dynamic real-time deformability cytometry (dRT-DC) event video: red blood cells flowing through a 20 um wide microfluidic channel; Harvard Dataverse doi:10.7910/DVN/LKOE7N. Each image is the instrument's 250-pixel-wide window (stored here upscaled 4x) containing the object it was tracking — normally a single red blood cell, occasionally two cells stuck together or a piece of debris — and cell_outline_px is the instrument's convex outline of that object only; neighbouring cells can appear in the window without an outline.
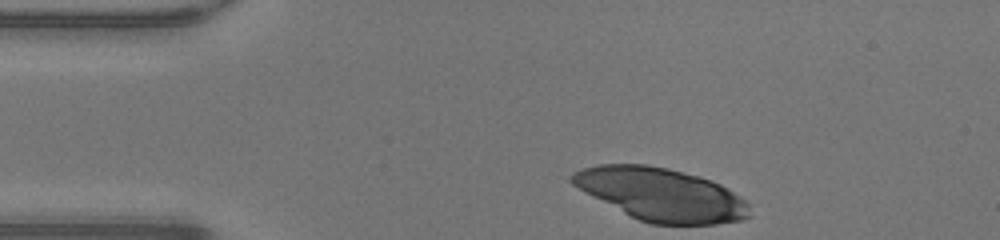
{"species": "human", "species_latin": "Homo sapiens", "temperature_condition": "warm", "stored_images_in_passage": 10, "camera_frame_rate_fps": 3000, "um_per_image_px": 0.085, "donor": {"sex": "male"}, "frame": {"image": 1, "passage_image": 1, "time_ms": 0.0, "image_size_px": [1000, 240], "cell_outline_px": [[752, 216], [740, 220], [716, 224], [652, 224], [640, 220], [584, 192], [572, 184], [568, 180], [568, 176], [572, 172], [580, 168], [596, 164], [648, 164], [668, 168], [700, 176], [712, 180], [728, 188], [740, 196], [748, 204]], "centroid_in_image_um": [56.18, 16.5], "position_along_channel_um": 28.8, "area_um2": 54.74}}